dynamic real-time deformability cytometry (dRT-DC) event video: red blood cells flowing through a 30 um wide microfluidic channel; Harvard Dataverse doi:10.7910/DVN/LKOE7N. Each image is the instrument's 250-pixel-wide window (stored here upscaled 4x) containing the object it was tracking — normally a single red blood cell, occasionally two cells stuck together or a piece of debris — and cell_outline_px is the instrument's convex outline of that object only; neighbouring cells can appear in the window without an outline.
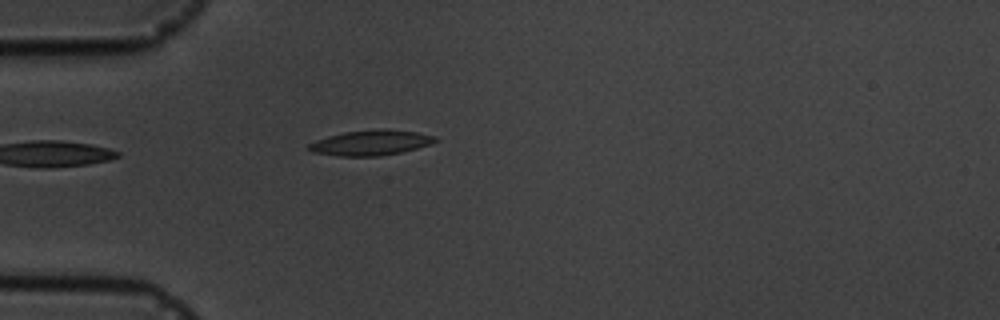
{"species": "common noctule bat (a hibernating species)", "species_latin": "Nyctalus noctula", "temperature_condition": "cold", "stored_images_in_passage": 4, "camera_frame_rate_fps": 3000, "um_per_image_px": 0.085, "animal": {"sex": "male", "body_mass_g": 19.5, "forearm_length_mm": 54.6}, "frame": {"image": 1, "passage_image": 4, "time_ms": 3.667, "image_size_px": [1000, 320], "cell_outline_px": [[440, 140], [416, 148], [400, 152], [380, 156], [340, 156], [312, 152], [308, 148], [308, 144], [316, 140], [328, 136], [344, 132], [384, 128], [388, 128], [416, 132], [436, 136]], "centroid_in_image_um": [31.52, 12.12], "position_along_channel_um": 53.5, "area_um2": 18.55}}